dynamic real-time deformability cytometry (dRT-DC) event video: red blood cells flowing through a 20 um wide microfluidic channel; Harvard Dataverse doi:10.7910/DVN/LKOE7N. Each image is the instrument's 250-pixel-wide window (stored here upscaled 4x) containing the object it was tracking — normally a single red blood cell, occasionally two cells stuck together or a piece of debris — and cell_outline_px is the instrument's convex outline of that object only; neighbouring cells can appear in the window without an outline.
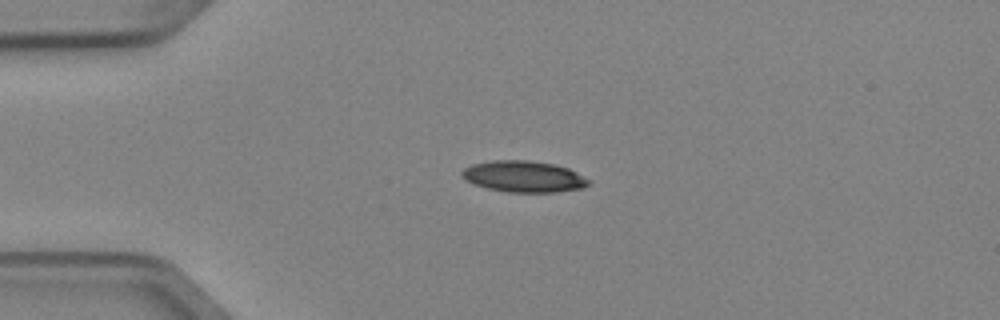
{"species": "Egyptian fruit bat (a non-hibernating species)", "species_latin": "Rousettus aegyptiacus", "temperature_condition": "cold", "stored_images_in_passage": 5, "camera_frame_rate_fps": 3000, "um_per_image_px": 0.085, "animal": {"sex": "female"}, "frame": {"image": 1, "passage_image": 1, "time_ms": 0.0, "image_size_px": [1000, 320], "cell_outline_px": [[592, 180], [584, 188], [556, 192], [508, 192], [488, 188], [464, 180], [460, 172], [464, 168], [472, 164], [492, 160], [528, 160], [556, 164], [568, 168]], "centroid_in_image_um": [44.53, 15.0], "position_along_channel_um": 40.5, "area_um2": 23.24}}
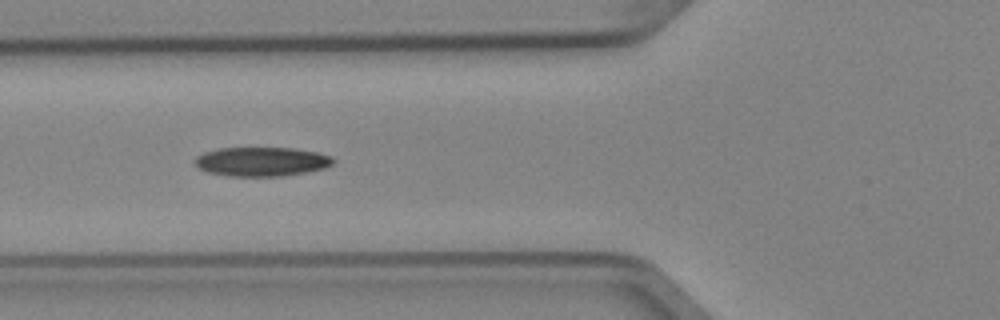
{"frame": {"image": 2, "passage_image": 3, "time_ms": 0.667, "image_size_px": [1000, 320], "cell_outline_px": [[336, 160], [332, 164], [324, 168], [284, 176], [228, 176], [208, 172], [200, 168], [196, 164], [196, 156], [204, 152], [220, 148], [292, 148], [320, 152], [332, 156]], "centroid_in_image_um": [22.28, 13.73], "position_along_channel_um": 103.5, "area_um2": 23.47}}
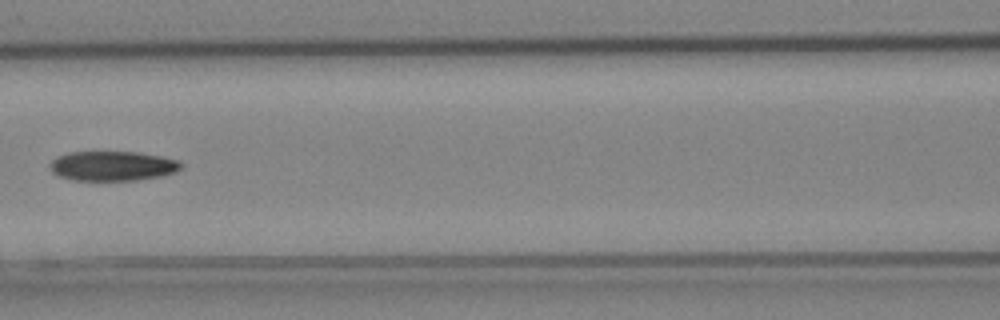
{"frame": {"image": 3, "passage_image": 4, "time_ms": 1.0, "image_size_px": [1000, 320], "cell_outline_px": [[184, 164], [176, 172], [160, 176], [136, 180], [72, 180], [60, 176], [52, 172], [48, 168], [48, 164], [56, 156], [68, 152], [140, 152], [160, 156], [176, 160]], "centroid_in_image_um": [9.52, 14.1], "position_along_channel_um": 157.1, "area_um2": 22.77}}